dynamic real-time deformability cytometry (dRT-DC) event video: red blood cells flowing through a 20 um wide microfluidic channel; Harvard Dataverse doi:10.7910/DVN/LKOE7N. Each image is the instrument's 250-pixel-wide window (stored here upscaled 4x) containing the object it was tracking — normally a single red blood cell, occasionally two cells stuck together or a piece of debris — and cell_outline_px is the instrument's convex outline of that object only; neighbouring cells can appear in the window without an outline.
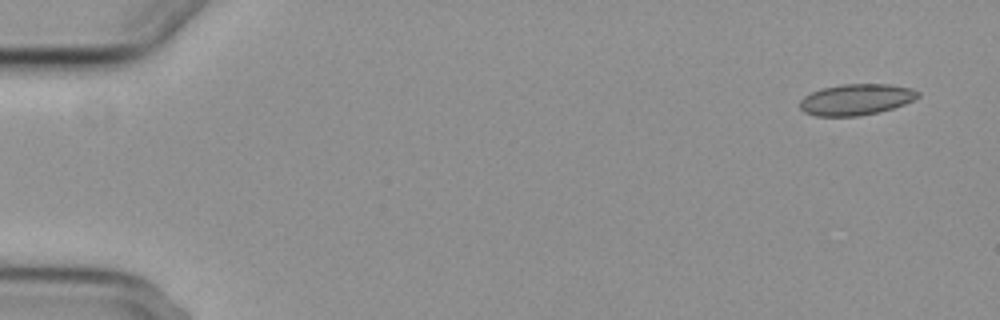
{"species": "common noctule bat (a hibernating species)", "species_latin": "Nyctalus noctula", "temperature_condition": "cold", "stored_images_in_passage": 5, "camera_frame_rate_fps": 3000, "um_per_image_px": 0.085, "animal": {"sex": "female", "body_mass_g": 29.2, "forearm_length_mm": 56.3}, "frame": {"image": 1, "passage_image": 1, "time_ms": 0.0, "image_size_px": [1000, 320], "cell_outline_px": [[920, 96], [904, 104], [880, 112], [860, 116], [816, 116], [804, 112], [800, 108], [800, 100], [804, 96], [820, 88], [840, 84], [888, 84], [912, 88], [920, 92]], "centroid_in_image_um": [72.76, 8.45], "position_along_channel_um": 12.2, "area_um2": 21.56}}